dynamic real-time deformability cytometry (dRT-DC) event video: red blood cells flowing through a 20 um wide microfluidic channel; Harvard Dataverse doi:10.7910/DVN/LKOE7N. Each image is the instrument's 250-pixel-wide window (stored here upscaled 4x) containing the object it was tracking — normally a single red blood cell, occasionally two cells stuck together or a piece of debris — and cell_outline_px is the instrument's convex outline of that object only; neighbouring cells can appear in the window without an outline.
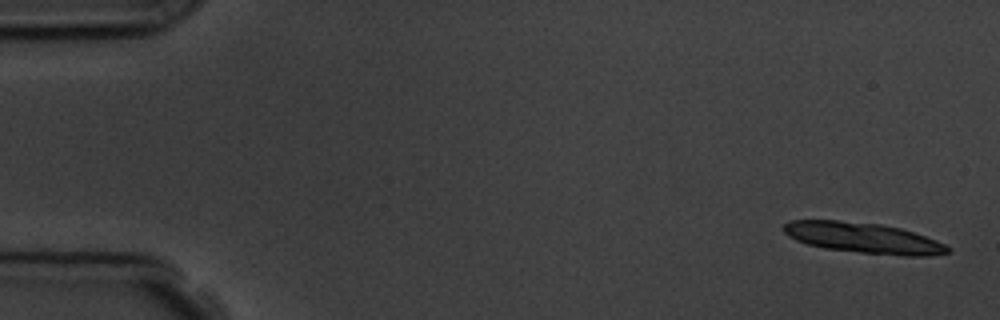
{"species": "common noctule bat (a hibernating species)", "species_latin": "Nyctalus noctula", "temperature_condition": "room temperature", "stored_images_in_passage": 7, "segment_of_instrument_passage": [1, 2], "camera_frame_rate_fps": 3000, "um_per_image_px": 0.085, "animal": {"sex": "male", "body_mass_g": 19.5, "forearm_length_mm": 54.6}, "frame": {"image": 1, "passage_image": 1, "time_ms": 0.0, "image_size_px": [1000, 320], "cell_outline_px": [[952, 252], [928, 256], [904, 256], [860, 252], [824, 248], [808, 244], [796, 240], [788, 236], [784, 232], [784, 224], [788, 220], [836, 220], [880, 224], [900, 228], [936, 240], [952, 248]], "centroid_in_image_um": [73.4, 20.22], "position_along_channel_um": 11.6, "area_um2": 29.13}}